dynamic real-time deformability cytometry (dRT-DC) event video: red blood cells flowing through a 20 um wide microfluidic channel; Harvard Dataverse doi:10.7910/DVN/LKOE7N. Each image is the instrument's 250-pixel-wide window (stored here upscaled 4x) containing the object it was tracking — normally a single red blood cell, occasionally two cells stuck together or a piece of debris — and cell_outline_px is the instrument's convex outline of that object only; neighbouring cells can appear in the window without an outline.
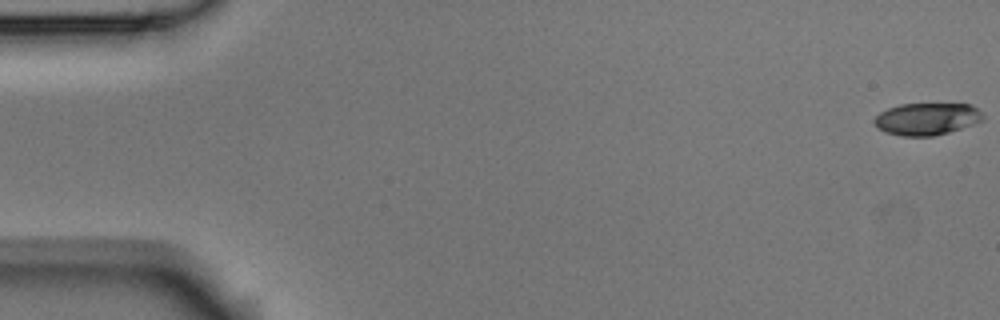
{"species": "Egyptian fruit bat (a non-hibernating species)", "species_latin": "Rousettus aegyptiacus", "temperature_condition": "room temperature", "stored_images_in_passage": 4, "camera_frame_rate_fps": 3000, "um_per_image_px": 0.085, "animal": {"sex": "male"}, "frame": {"image": 1, "passage_image": 1, "time_ms": 0.0, "image_size_px": [1000, 320], "cell_outline_px": [[984, 120], [948, 132], [932, 136], [900, 136], [884, 132], [876, 128], [872, 120], [880, 112], [888, 108], [900, 104], [972, 104], [984, 116]], "centroid_in_image_um": [78.73, 10.11], "position_along_channel_um": 6.3, "area_um2": 20.4}}